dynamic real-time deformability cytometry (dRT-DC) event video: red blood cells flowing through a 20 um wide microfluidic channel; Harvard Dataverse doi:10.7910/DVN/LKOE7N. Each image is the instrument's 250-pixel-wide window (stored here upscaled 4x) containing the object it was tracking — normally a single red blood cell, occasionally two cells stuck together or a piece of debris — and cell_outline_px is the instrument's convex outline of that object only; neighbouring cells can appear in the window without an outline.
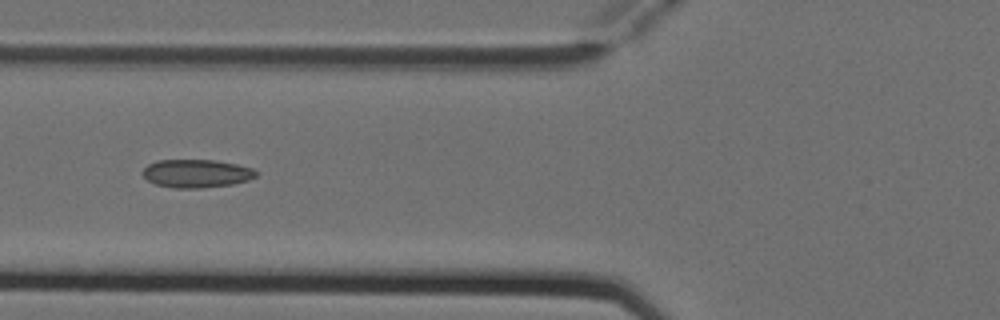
{"species": "Egyptian fruit bat (a non-hibernating species)", "species_latin": "Rousettus aegyptiacus", "temperature_condition": "cold", "stored_images_in_passage": 4, "camera_frame_rate_fps": 3000, "um_per_image_px": 0.085, "animal": {"sex": "female"}, "frame": {"image": 1, "passage_image": 4, "time_ms": 1.0, "image_size_px": [1000, 320], "cell_outline_px": [[260, 172], [256, 176], [248, 180], [232, 184], [200, 188], [172, 188], [156, 184], [148, 180], [140, 172], [148, 164], [156, 160], [216, 160], [236, 164], [252, 168]], "centroid_in_image_um": [16.69, 14.74], "position_along_channel_um": 109.1, "area_um2": 18.73}}